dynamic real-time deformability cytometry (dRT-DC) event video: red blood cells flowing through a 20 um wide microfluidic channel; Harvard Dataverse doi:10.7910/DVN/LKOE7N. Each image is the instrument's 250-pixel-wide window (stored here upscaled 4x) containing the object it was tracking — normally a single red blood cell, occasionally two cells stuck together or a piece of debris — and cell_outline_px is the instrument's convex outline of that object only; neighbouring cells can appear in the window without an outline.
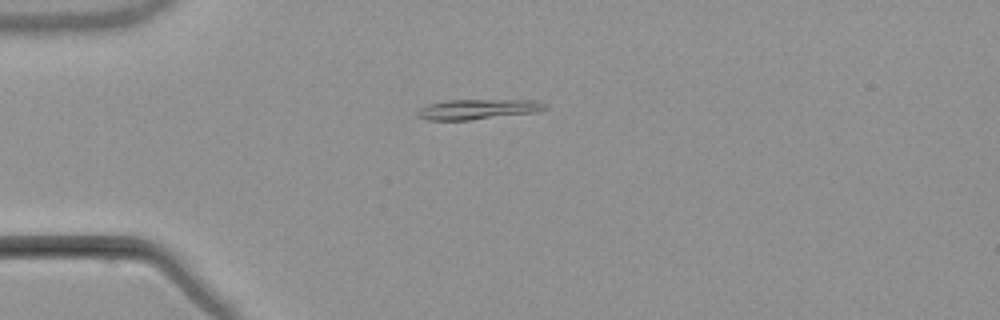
{"species": "common noctule bat (a hibernating species)", "species_latin": "Nyctalus noctula", "temperature_condition": "warm", "stored_images_in_passage": 2, "camera_frame_rate_fps": 3000, "um_per_image_px": 0.085, "animal": {"sex": "male", "body_mass_g": 21.5, "forearm_length_mm": 52.0}, "frame": {"image": 1, "passage_image": 1, "time_ms": 0.0, "image_size_px": [1000, 320], "cell_outline_px": [[548, 108], [540, 112], [468, 120], [428, 120], [416, 116], [416, 112], [420, 108], [428, 104], [448, 100], [536, 100], [548, 104]], "centroid_in_image_um": [40.67, 9.28], "position_along_channel_um": 44.3, "area_um2": 15.14}}